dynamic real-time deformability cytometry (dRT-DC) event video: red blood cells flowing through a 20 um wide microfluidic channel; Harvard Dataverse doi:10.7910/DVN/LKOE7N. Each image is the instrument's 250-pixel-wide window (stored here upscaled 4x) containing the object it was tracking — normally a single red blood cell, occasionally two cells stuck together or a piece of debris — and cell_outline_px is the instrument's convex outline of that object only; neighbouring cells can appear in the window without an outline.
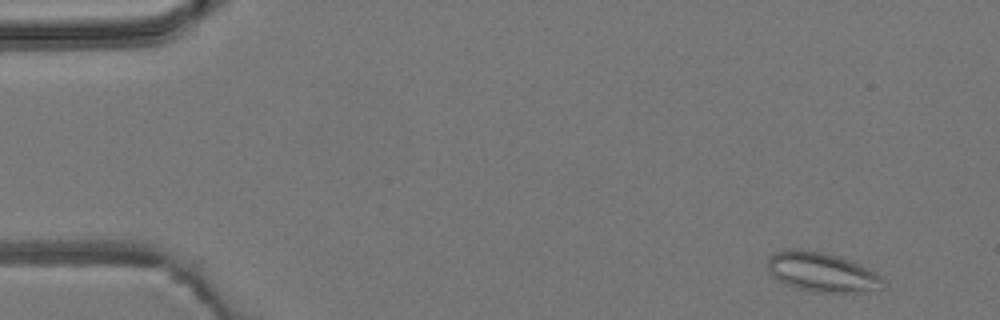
{"species": "common noctule bat (a hibernating species)", "species_latin": "Nyctalus noctula", "temperature_condition": "room temperature", "stored_images_in_passage": 4, "camera_frame_rate_fps": 3000, "um_per_image_px": 0.085, "animal": {"sex": "male", "body_mass_g": 19.2, "forearm_length_mm": 51.8}, "frame": {"image": 1, "passage_image": 1, "time_ms": 0.0, "image_size_px": [1000, 320], "cell_outline_px": [[888, 284], [856, 292], [812, 292], [788, 284], [772, 276], [768, 272], [768, 256], [776, 252], [788, 248], [796, 248], [824, 252], [840, 256], [852, 260], [868, 268], [880, 276]], "centroid_in_image_um": [69.82, 23.09], "position_along_channel_um": 15.2, "area_um2": 26.36}}